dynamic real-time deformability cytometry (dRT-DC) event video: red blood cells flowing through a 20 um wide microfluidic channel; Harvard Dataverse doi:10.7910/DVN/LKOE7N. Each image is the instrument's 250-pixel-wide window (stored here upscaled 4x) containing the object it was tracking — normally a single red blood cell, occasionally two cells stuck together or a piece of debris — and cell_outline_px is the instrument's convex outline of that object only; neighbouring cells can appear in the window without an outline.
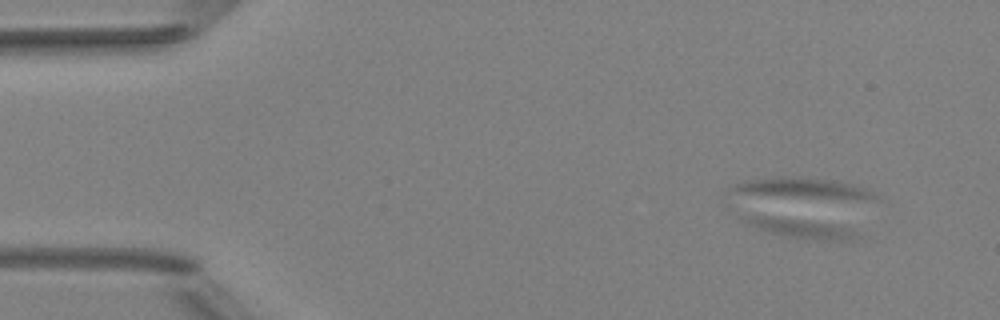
{"species": "Egyptian fruit bat (a non-hibernating species)", "species_latin": "Rousettus aegyptiacus", "temperature_condition": "room temperature", "stored_images_in_passage": 10, "camera_frame_rate_fps": 3000, "um_per_image_px": 0.085, "animal": {"sex": "female"}, "frame": {"image": 1, "passage_image": 1, "time_ms": 0.0, "image_size_px": [1000, 320], "cell_outline_px": [[860, 236], [852, 240], [824, 240], [792, 236], [772, 232], [756, 228], [740, 220], [744, 216], [772, 216], [804, 220], [832, 224], [848, 228]], "centroid_in_image_um": [68.06, 19.38], "position_along_channel_um": 16.9, "area_um2": 12.08}}